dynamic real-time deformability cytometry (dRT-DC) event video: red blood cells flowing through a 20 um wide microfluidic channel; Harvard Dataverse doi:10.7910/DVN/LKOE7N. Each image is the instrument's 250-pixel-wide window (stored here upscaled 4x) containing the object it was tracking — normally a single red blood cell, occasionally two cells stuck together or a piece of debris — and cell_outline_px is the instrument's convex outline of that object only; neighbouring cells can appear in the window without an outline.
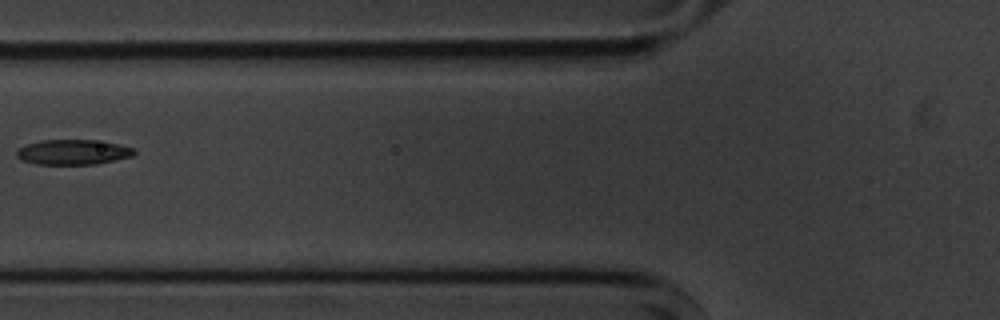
{"species": "common noctule bat (a hibernating species)", "species_latin": "Nyctalus noctula", "temperature_condition": "cold", "stored_images_in_passage": 3, "camera_frame_rate_fps": 3000, "um_per_image_px": 0.085, "animal": {"sex": "male", "body_mass_g": 20.1, "forearm_length_mm": 53.5}, "frame": {"image": 1, "passage_image": 2, "time_ms": 1.333, "image_size_px": [1000, 320], "cell_outline_px": [[136, 152], [132, 156], [96, 164], [36, 164], [24, 160], [16, 156], [16, 148], [24, 144], [40, 140], [92, 140], [120, 144], [136, 148]], "centroid_in_image_um": [6.19, 12.92], "position_along_channel_um": 119.6, "area_um2": 17.28}}
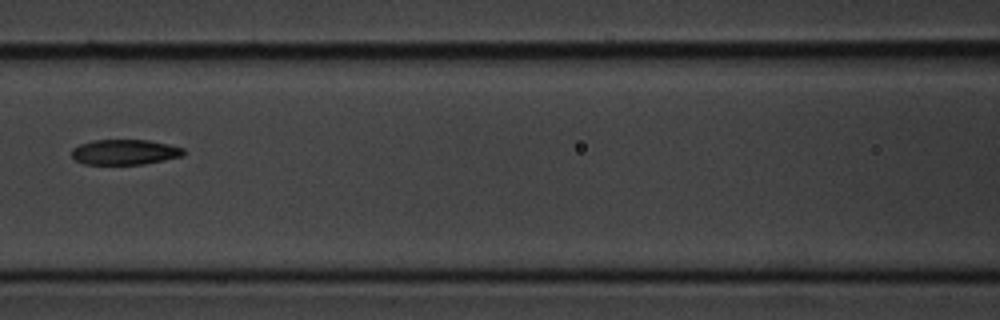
{"frame": {"image": 2, "passage_image": 3, "time_ms": 2.333, "image_size_px": [1000, 320], "cell_outline_px": [[184, 156], [144, 164], [84, 164], [76, 160], [72, 156], [72, 148], [80, 144], [92, 140], [148, 140], [168, 144], [184, 148]], "centroid_in_image_um": [10.61, 12.92], "position_along_channel_um": 156.0, "area_um2": 16.47}}